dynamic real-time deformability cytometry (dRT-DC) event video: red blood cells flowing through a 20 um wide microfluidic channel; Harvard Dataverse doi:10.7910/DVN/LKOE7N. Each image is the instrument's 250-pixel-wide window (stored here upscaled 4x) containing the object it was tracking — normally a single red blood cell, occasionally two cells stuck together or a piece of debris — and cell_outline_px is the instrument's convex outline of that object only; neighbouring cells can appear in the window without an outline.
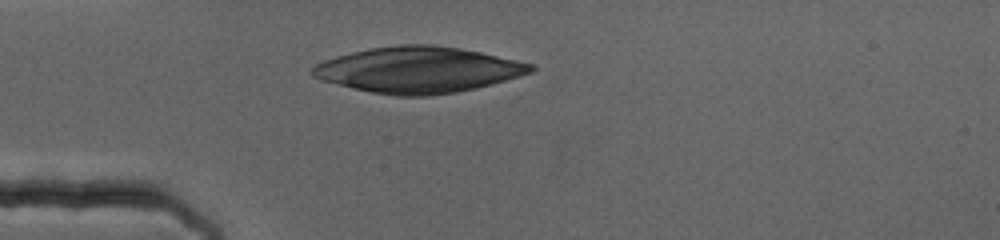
{"species": "human", "species_latin": "Homo sapiens", "temperature_condition": "cold", "stored_images_in_passage": 39, "camera_frame_rate_fps": 3000, "um_per_image_px": 0.085, "donor": {"sex": "female"}, "frame": {"image": 1, "passage_image": 1, "time_ms": 0.0, "image_size_px": [1000, 240], "cell_outline_px": [[536, 68], [532, 72], [520, 76], [476, 88], [456, 92], [428, 96], [396, 96], [372, 92], [352, 88], [320, 80], [312, 76], [308, 72], [316, 64], [324, 60], [336, 56], [368, 48], [396, 44], [432, 44], [460, 48], [480, 52], [516, 60], [532, 64]], "centroid_in_image_um": [35.51, 5.93], "position_along_channel_um": 49.5, "area_um2": 58.61}}